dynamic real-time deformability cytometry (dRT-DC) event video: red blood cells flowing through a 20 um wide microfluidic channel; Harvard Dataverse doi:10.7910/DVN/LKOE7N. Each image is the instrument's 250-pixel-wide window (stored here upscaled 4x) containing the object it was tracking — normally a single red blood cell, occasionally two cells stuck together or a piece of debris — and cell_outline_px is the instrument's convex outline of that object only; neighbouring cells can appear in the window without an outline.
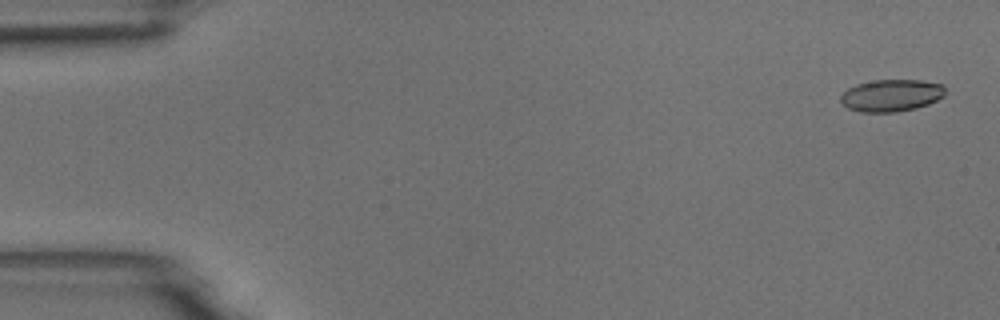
{"species": "common noctule bat (a hibernating species)", "species_latin": "Nyctalus noctula", "temperature_condition": "room temperature", "stored_images_in_passage": 5, "camera_frame_rate_fps": 3000, "um_per_image_px": 0.085, "animal": {"sex": "male", "body_mass_g": 18.8}, "frame": {"image": 1, "passage_image": 1, "time_ms": 0.0, "image_size_px": [1000, 320], "cell_outline_px": [[944, 96], [928, 104], [916, 108], [896, 112], [860, 112], [848, 108], [840, 100], [840, 96], [848, 88], [856, 84], [876, 80], [920, 80], [944, 84]], "centroid_in_image_um": [75.76, 8.11], "position_along_channel_um": 9.2, "area_um2": 19.54}}
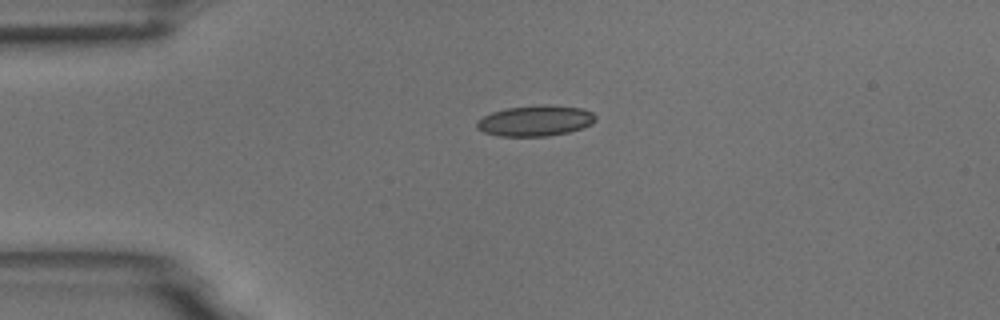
{"frame": {"image": 2, "passage_image": 4, "time_ms": 1.0, "image_size_px": [1000, 320], "cell_outline_px": [[596, 120], [592, 124], [584, 128], [568, 132], [548, 136], [500, 136], [484, 132], [476, 128], [476, 120], [492, 112], [508, 108], [540, 104], [548, 104], [584, 108], [592, 112], [596, 116]], "centroid_in_image_um": [45.54, 10.25], "position_along_channel_um": 39.5, "area_um2": 21.5}}